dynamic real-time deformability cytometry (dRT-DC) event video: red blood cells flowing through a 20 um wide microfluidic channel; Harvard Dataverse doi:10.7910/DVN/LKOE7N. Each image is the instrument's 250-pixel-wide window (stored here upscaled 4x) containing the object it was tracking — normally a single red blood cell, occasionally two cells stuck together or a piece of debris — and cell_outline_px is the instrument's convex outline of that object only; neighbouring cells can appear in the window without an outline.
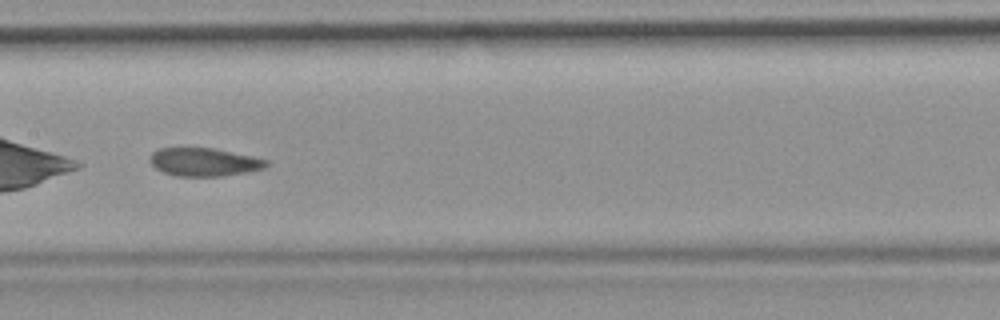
{"species": "common noctule bat (a hibernating species)", "species_latin": "Nyctalus noctula", "temperature_condition": "room temperature", "stored_images_in_passage": 34, "camera_frame_rate_fps": 3000, "um_per_image_px": 0.085, "animal": {"sex": "female", "body_mass_g": 19.9}, "frame": {"image": 1, "passage_image": 10, "time_ms": 3.0, "image_size_px": [1000, 320], "cell_outline_px": [[268, 164], [264, 168], [248, 172], [224, 176], [176, 176], [164, 172], [156, 168], [148, 160], [152, 152], [160, 148], [212, 148], [252, 156], [268, 160]], "centroid_in_image_um": [17.34, 13.78], "position_along_channel_um": 190.1, "area_um2": 19.07}}